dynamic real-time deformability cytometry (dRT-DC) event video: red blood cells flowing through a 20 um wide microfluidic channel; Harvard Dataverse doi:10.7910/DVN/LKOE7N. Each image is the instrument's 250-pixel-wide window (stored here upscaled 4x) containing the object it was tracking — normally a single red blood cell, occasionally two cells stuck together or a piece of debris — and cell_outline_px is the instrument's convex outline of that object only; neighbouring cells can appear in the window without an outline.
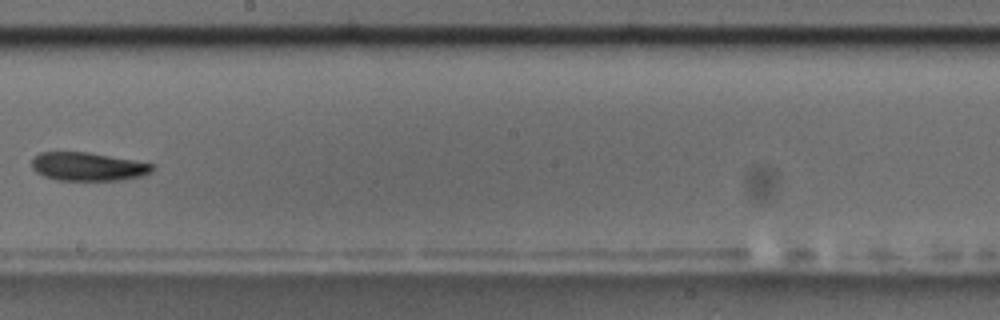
{"species": "common noctule bat (a hibernating species)", "species_latin": "Nyctalus noctula", "temperature_condition": "room temperature", "stored_images_in_passage": 10, "camera_frame_rate_fps": 3000, "um_per_image_px": 0.085, "animal": {"sex": "male", "body_mass_g": 17.5, "forearm_length_mm": 52.3}, "frame": {"image": 1, "passage_image": 9, "time_ms": 2.667, "image_size_px": [1000, 320], "cell_outline_px": [[156, 168], [152, 172], [140, 176], [120, 180], [56, 180], [44, 176], [36, 172], [32, 168], [32, 160], [40, 152], [88, 152], [156, 164]], "centroid_in_image_um": [7.5, 14.16], "position_along_channel_um": 240.7, "area_um2": 20.0}}
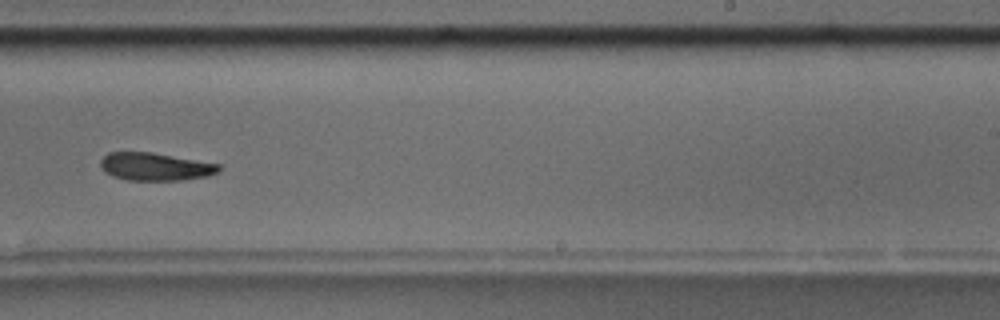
{"frame": {"image": 2, "passage_image": 10, "time_ms": 3.0, "image_size_px": [1000, 320], "cell_outline_px": [[220, 172], [208, 176], [184, 180], [128, 180], [112, 176], [104, 172], [100, 168], [100, 160], [108, 152], [152, 152], [220, 164]], "centroid_in_image_um": [13.19, 14.17], "position_along_channel_um": 275.8, "area_um2": 19.36}}